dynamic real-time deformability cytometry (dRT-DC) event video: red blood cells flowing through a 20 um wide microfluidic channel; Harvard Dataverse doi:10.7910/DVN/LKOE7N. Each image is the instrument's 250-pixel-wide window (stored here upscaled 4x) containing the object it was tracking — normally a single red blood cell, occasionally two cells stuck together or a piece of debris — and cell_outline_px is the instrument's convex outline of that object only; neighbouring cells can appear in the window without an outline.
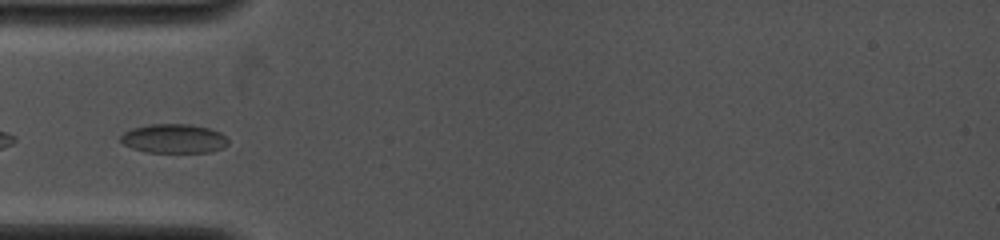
{"species": "common noctule bat (a hibernating species)", "species_latin": "Nyctalus noctula", "temperature_condition": "cold", "stored_images_in_passage": 31, "camera_frame_rate_fps": 4000, "um_per_image_px": 0.085, "animal": {"sex": "female", "body_mass_g": 19.0, "forearm_length_mm": 53.3}, "frame": {"image": 1, "passage_image": 1, "time_ms": 0.0, "image_size_px": [1000, 240], "cell_outline_px": [[228, 144], [224, 148], [212, 152], [144, 152], [132, 148], [124, 144], [120, 140], [120, 136], [124, 132], [132, 128], [148, 124], [188, 124], [208, 128], [220, 132], [228, 140]], "centroid_in_image_um": [14.77, 11.78], "position_along_channel_um": 70.2, "area_um2": 18.32}}